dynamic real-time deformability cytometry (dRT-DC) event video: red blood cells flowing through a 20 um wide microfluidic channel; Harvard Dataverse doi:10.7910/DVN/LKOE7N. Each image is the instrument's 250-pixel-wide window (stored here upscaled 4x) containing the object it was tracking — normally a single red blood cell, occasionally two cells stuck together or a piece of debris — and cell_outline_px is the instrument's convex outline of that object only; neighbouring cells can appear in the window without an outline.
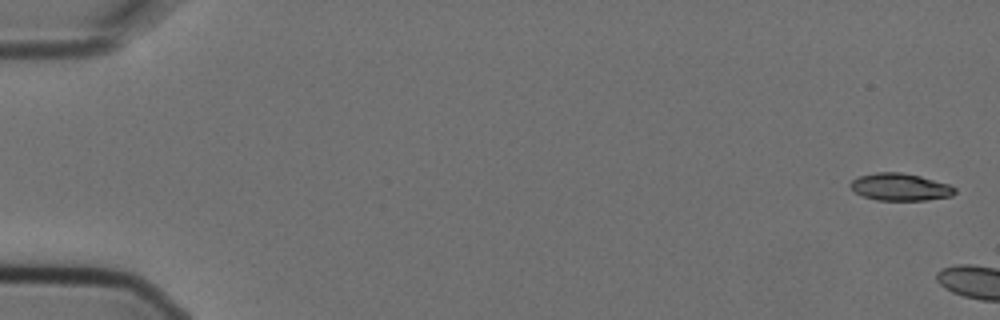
{"species": "Egyptian fruit bat (a non-hibernating species)", "species_latin": "Rousettus aegyptiacus", "temperature_condition": "cold", "stored_images_in_passage": 2, "camera_frame_rate_fps": 3000, "um_per_image_px": 0.085, "animal": {"sex": "female"}, "frame": {"image": 1, "passage_image": 1, "time_ms": 0.0, "image_size_px": [1000, 320], "cell_outline_px": [[956, 192], [952, 196], [924, 200], [876, 200], [864, 196], [856, 192], [848, 184], [852, 180], [860, 176], [876, 172], [900, 172], [920, 176], [948, 184], [956, 188]], "centroid_in_image_um": [76.52, 15.89], "position_along_channel_um": 8.5, "area_um2": 16.47}}